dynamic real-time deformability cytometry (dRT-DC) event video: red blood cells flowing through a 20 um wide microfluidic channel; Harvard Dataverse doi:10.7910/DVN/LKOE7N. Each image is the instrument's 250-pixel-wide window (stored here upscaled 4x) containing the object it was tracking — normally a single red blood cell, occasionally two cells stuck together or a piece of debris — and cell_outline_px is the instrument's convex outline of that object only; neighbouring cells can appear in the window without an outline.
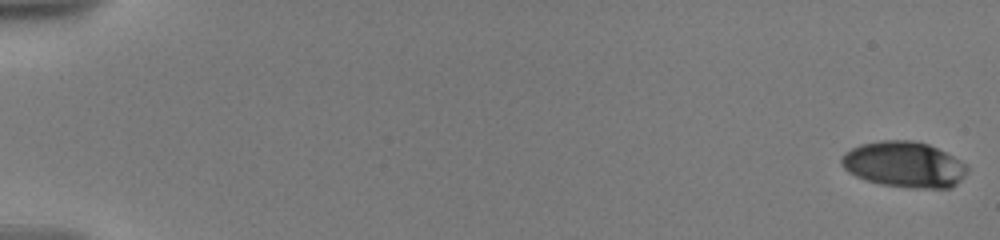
{"species": "human", "species_latin": "Homo sapiens", "temperature_condition": "warm", "stored_images_in_passage": 33, "camera_frame_rate_fps": 3000, "um_per_image_px": 0.085, "donor": {"sex": "male"}, "frame": {"image": 1, "passage_image": 1, "time_ms": 0.0, "image_size_px": [1000, 240], "cell_outline_px": [[968, 168], [964, 176], [952, 188], [908, 188], [880, 184], [864, 180], [848, 172], [840, 164], [840, 156], [844, 152], [860, 144], [880, 140], [912, 140], [928, 144], [952, 156], [964, 164]], "centroid_in_image_um": [76.79, 13.99], "position_along_channel_um": 8.2, "area_um2": 33.7}}
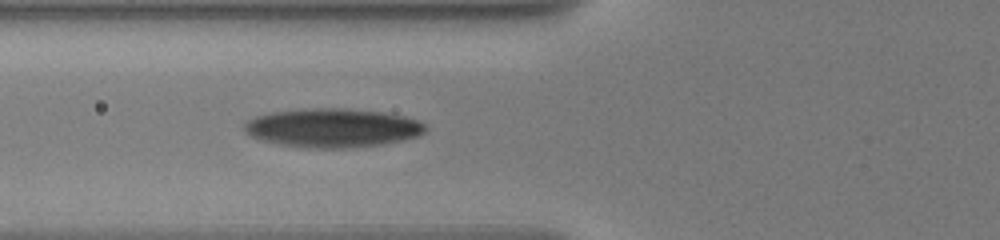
{"frame": {"image": 2, "passage_image": 25, "time_ms": 7.667, "image_size_px": [1000, 240], "cell_outline_px": [[428, 128], [424, 132], [416, 136], [400, 140], [380, 144], [344, 148], [308, 148], [280, 144], [260, 140], [248, 136], [244, 132], [244, 124], [248, 120], [256, 116], [272, 112], [312, 108], [348, 108], [384, 112], [404, 116], [416, 120], [424, 124]], "centroid_in_image_um": [28.22, 10.86], "position_along_channel_um": 97.6, "area_um2": 40.92}}
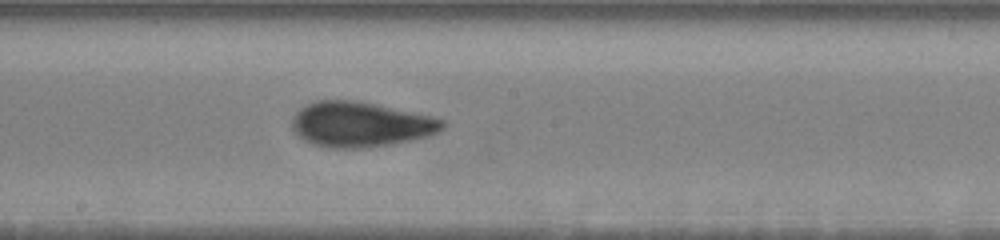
{"frame": {"image": 3, "passage_image": 33, "time_ms": 11.0, "image_size_px": [1000, 240], "cell_outline_px": [[448, 124], [444, 128], [428, 136], [412, 140], [364, 148], [332, 148], [312, 144], [304, 140], [292, 128], [292, 116], [300, 108], [316, 100], [352, 100], [376, 104], [432, 116], [444, 120]], "centroid_in_image_um": [30.64, 10.57], "position_along_channel_um": 217.6, "area_um2": 39.48}}